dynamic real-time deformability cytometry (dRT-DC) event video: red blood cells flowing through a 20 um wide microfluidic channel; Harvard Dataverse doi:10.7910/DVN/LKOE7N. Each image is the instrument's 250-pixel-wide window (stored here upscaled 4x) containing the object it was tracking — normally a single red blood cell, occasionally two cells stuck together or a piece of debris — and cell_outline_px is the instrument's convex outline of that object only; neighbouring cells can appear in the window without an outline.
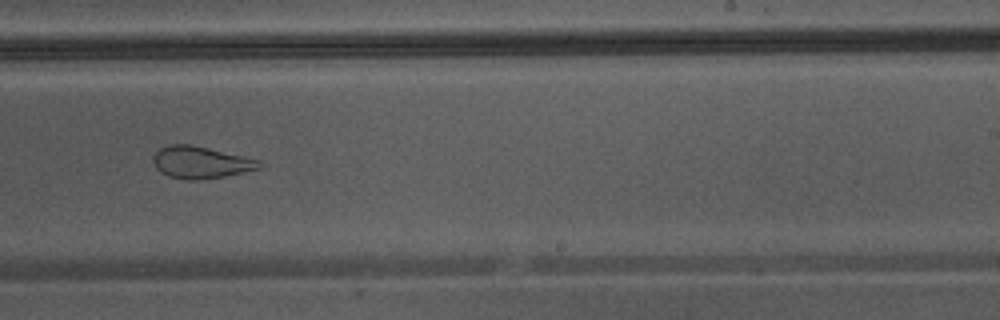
{"species": "Egyptian fruit bat (a non-hibernating species)", "species_latin": "Rousettus aegyptiacus", "temperature_condition": "warm", "stored_images_in_passage": 40, "camera_frame_rate_fps": 3000, "um_per_image_px": 0.085, "animal": {"sex": "male"}, "frame": {"image": 1, "passage_image": 23, "time_ms": 7.333, "image_size_px": [1000, 320], "cell_outline_px": [[260, 168], [244, 172], [224, 176], [196, 180], [188, 180], [168, 176], [160, 172], [156, 168], [152, 160], [152, 156], [160, 148], [168, 144], [192, 144], [244, 156], [260, 160]], "centroid_in_image_um": [17.02, 13.79], "position_along_channel_um": 272.0, "area_um2": 19.83}}